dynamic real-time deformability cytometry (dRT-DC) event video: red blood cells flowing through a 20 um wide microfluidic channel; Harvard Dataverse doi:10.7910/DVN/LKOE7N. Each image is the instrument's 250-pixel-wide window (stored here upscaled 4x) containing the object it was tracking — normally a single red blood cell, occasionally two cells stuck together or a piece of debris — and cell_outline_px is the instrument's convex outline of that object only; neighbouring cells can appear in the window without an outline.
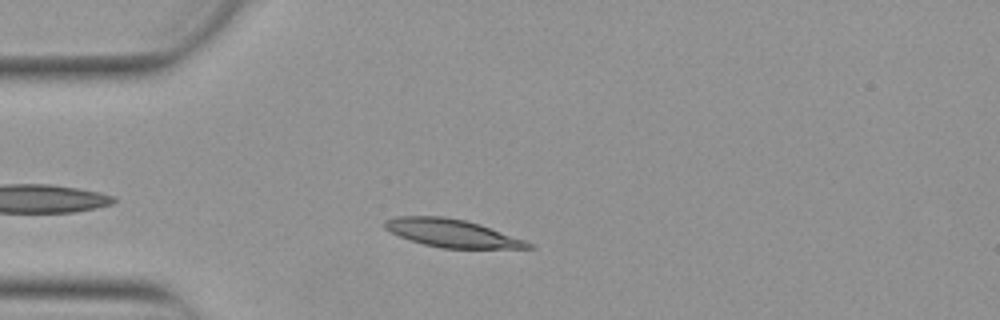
{"species": "Egyptian fruit bat (a non-hibernating species)", "species_latin": "Rousettus aegyptiacus", "temperature_condition": "warm", "stored_images_in_passage": 37, "camera_frame_rate_fps": 3000, "um_per_image_px": 0.085, "animal": {"sex": "female"}, "frame": {"image": 1, "passage_image": 5, "time_ms": 1.333, "image_size_px": [1000, 320], "cell_outline_px": [[536, 248], [440, 248], [424, 244], [400, 236], [384, 228], [384, 220], [396, 216], [444, 216], [464, 220], [480, 224], [536, 244]], "centroid_in_image_um": [38.44, 19.81], "position_along_channel_um": 46.6, "area_um2": 23.24}}
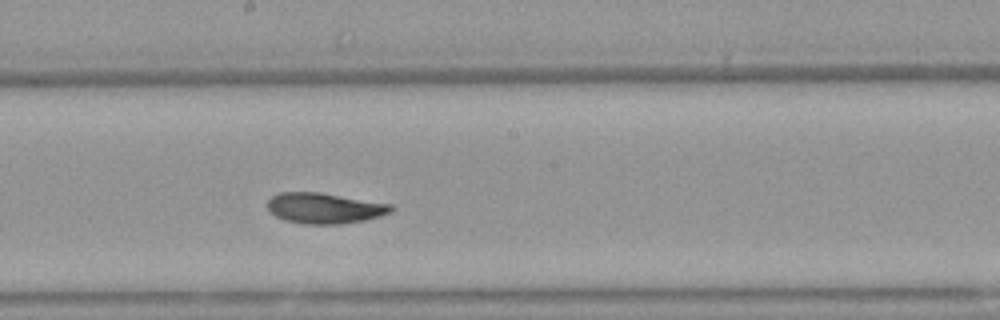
{"frame": {"image": 2, "passage_image": 20, "time_ms": 6.333, "image_size_px": [1000, 320], "cell_outline_px": [[396, 208], [392, 212], [380, 216], [364, 220], [340, 224], [304, 224], [284, 220], [276, 216], [268, 208], [268, 200], [272, 196], [280, 192], [320, 192], [392, 204]], "centroid_in_image_um": [27.62, 17.69], "position_along_channel_um": 220.6, "area_um2": 22.14}}
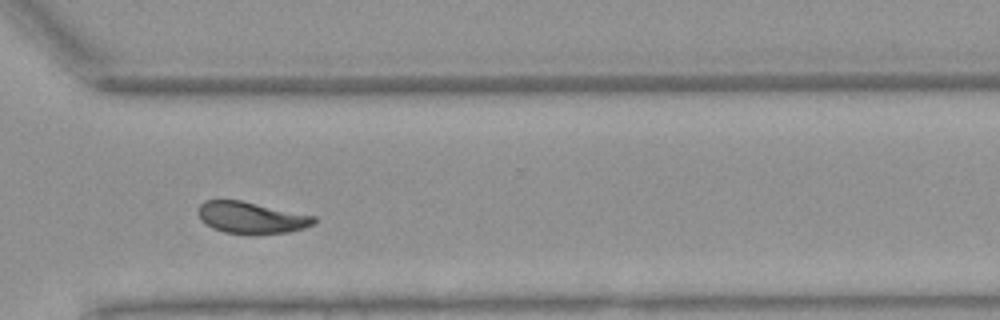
{"frame": {"image": 3, "passage_image": 30, "time_ms": 9.667, "image_size_px": [1000, 320], "cell_outline_px": [[316, 224], [304, 228], [288, 232], [248, 236], [224, 232], [212, 228], [200, 220], [196, 212], [200, 204], [204, 200], [240, 200], [316, 216]], "centroid_in_image_um": [21.34, 18.52], "position_along_channel_um": 349.3, "area_um2": 21.91}, "authors_computed_cell_mechanics": {"area_um2": 22.4264, "velocity_mm_per_s": 3.856, "shape_relaxation_time_tau1_ms": 4.3022, "shape_relaxation_time_tau2_ms": 2.283, "deformation_change_tau1": 0.1376, "deformation_change_tau2": 0.0694}}